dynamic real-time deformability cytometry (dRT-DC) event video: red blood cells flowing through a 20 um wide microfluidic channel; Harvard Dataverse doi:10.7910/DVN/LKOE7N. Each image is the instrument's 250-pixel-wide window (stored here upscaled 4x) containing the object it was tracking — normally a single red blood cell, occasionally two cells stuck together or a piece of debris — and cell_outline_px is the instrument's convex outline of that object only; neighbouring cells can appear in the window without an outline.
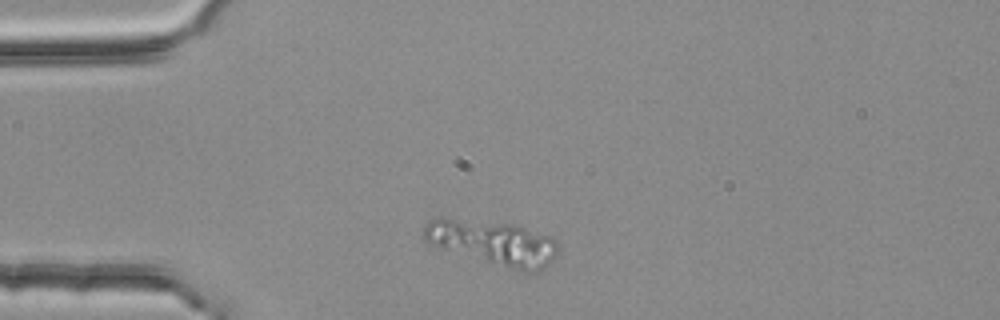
{"species": "common noctule bat (a hibernating species)", "species_latin": "Nyctalus noctula", "temperature_condition": "room temperature", "stored_images_in_passage": 1, "camera_frame_rate_fps": 3000, "um_per_image_px": 0.085, "animal": {"sex": "female", "body_mass_g": 25.1}, "frame": {"image": 1, "passage_image": 1, "time_ms": 0.0, "image_size_px": [1000, 320], "cell_outline_px": [[560, 252], [556, 260], [544, 268], [536, 272], [524, 272], [440, 248], [424, 240], [420, 236], [428, 220], [440, 216], [444, 216], [512, 224], [552, 236], [560, 244]], "centroid_in_image_um": [41.94, 20.61], "position_along_channel_um": 43.1, "area_um2": 35.6}}